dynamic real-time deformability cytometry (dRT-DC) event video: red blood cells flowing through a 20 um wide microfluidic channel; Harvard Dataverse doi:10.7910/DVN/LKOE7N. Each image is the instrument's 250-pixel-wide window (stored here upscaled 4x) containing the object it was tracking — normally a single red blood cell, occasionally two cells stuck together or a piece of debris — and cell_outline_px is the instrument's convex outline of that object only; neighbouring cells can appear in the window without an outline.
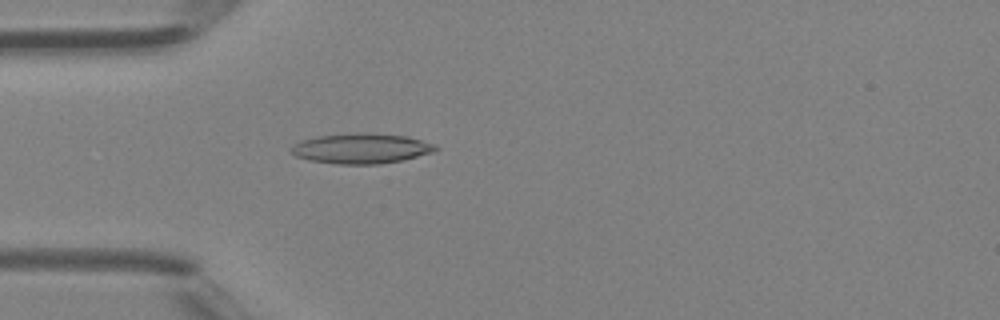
{"species": "Egyptian fruit bat (a non-hibernating species)", "species_latin": "Rousettus aegyptiacus", "temperature_condition": "room temperature", "stored_images_in_passage": 47, "camera_frame_rate_fps": 3000, "um_per_image_px": 0.085, "animal": {"sex": "female"}, "frame": {"image": 1, "passage_image": 14, "time_ms": 4.333, "image_size_px": [1000, 320], "cell_outline_px": [[440, 148], [432, 152], [400, 160], [380, 164], [340, 164], [308, 160], [296, 156], [288, 148], [292, 144], [300, 140], [316, 136], [356, 132], [368, 132], [408, 136], [436, 144]], "centroid_in_image_um": [30.67, 12.6], "position_along_channel_um": 54.3, "area_um2": 25.66}}
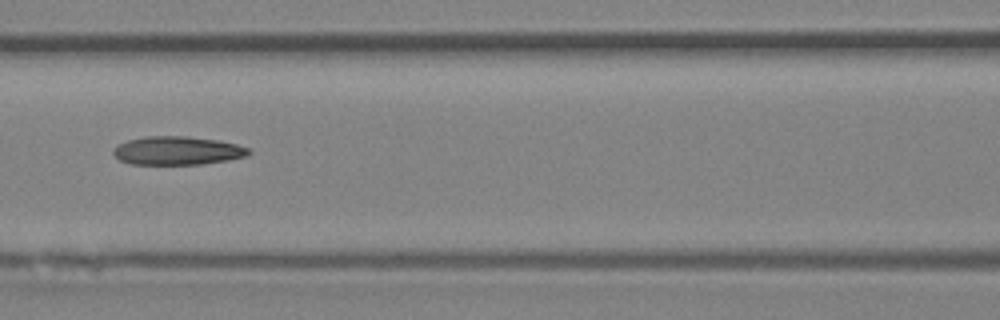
{"frame": {"image": 2, "passage_image": 21, "time_ms": 6.667, "image_size_px": [1000, 320], "cell_outline_px": [[252, 152], [244, 156], [228, 160], [200, 164], [128, 164], [120, 160], [112, 152], [120, 144], [128, 140], [144, 136], [184, 136], [220, 140], [236, 144], [248, 148]], "centroid_in_image_um": [15.08, 12.8], "position_along_channel_um": 151.5, "area_um2": 22.31}}
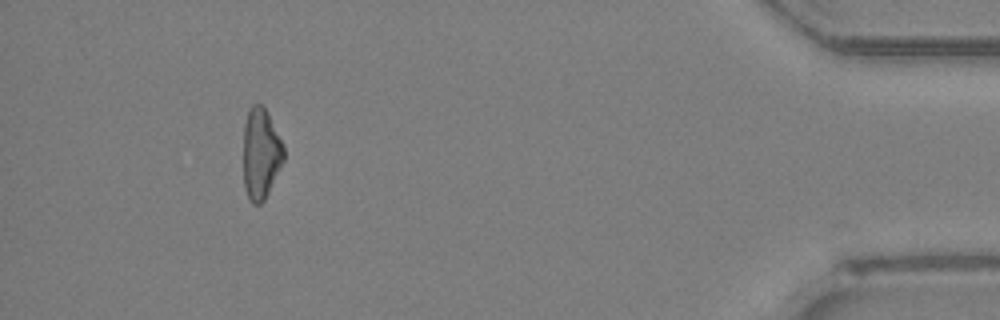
{"frame": {"image": 3, "passage_image": 43, "time_ms": 14.0, "image_size_px": [1000, 320], "cell_outline_px": [[284, 160], [264, 200], [260, 204], [252, 204], [248, 200], [244, 188], [244, 124], [248, 112], [252, 104], [260, 104], [268, 112], [284, 144]], "centroid_in_image_um": [22.17, 13.06], "position_along_channel_um": 413.0, "area_um2": 21.5}, "authors_computed_cell_mechanics": {"area_um2": 22.7732, "velocity_mm_per_s": 4.4564, "shape_relaxation_time_tau1_ms": null, "shape_relaxation_time_tau2_ms": 7.4699, "deformation_change_tau1": null, "deformation_change_tau2": 0.2113}}